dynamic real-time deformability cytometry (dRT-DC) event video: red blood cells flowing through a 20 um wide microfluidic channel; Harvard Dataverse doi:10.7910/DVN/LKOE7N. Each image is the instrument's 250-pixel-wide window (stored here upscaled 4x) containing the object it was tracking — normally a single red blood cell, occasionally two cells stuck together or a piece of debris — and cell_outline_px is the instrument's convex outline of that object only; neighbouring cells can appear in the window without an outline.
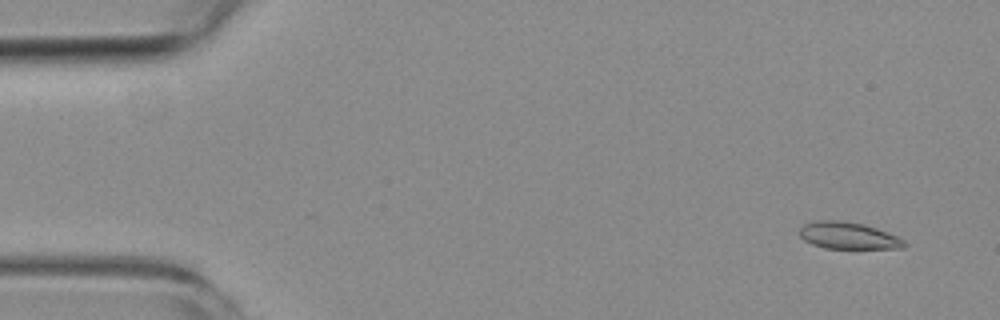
{"species": "common noctule bat (a hibernating species)", "species_latin": "Nyctalus noctula", "temperature_condition": "room temperature", "stored_images_in_passage": 4, "segment_of_instrument_passage": [1, 2], "camera_frame_rate_fps": 3000, "um_per_image_px": 0.085, "animal": {"sex": "female", "body_mass_g": 19.3, "forearm_length_mm": 54.1}, "frame": {"image": 1, "passage_image": 1, "time_ms": 0.0, "image_size_px": [1000, 320], "cell_outline_px": [[908, 244], [904, 248], [824, 248], [812, 244], [804, 240], [800, 236], [800, 228], [804, 224], [812, 220], [836, 220], [864, 224], [876, 228], [896, 236], [904, 240]], "centroid_in_image_um": [72.08, 20.02], "position_along_channel_um": 12.9, "area_um2": 16.36}}